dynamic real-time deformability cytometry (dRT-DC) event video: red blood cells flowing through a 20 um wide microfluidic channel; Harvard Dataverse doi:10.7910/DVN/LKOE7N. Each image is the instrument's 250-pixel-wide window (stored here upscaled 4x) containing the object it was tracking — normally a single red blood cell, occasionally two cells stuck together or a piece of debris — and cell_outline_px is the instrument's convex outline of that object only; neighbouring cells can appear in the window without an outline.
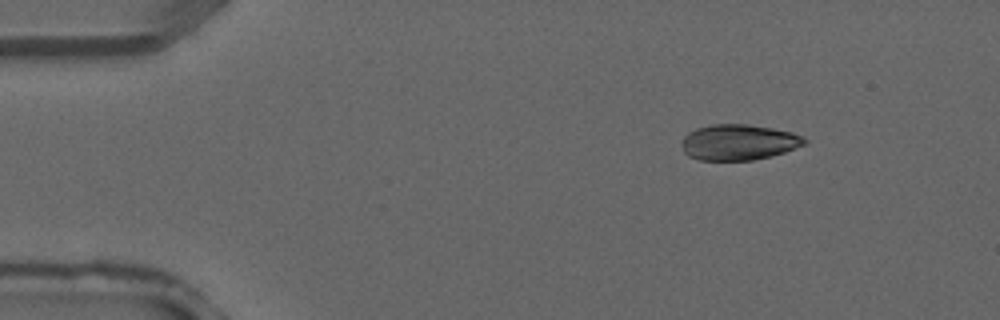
{"species": "common noctule bat (a hibernating species)", "species_latin": "Nyctalus noctula", "temperature_condition": "warm", "stored_images_in_passage": 2, "camera_frame_rate_fps": 3000, "um_per_image_px": 0.085, "animal": {"sex": "male", "forearm_length_mm": 52.5}, "frame": {"image": 1, "passage_image": 2, "time_ms": 0.333, "image_size_px": [1000, 320], "cell_outline_px": [[808, 140], [804, 144], [784, 152], [772, 156], [752, 160], [700, 160], [688, 156], [684, 152], [680, 140], [688, 132], [696, 128], [712, 124], [748, 124], [772, 128], [792, 132], [804, 136]], "centroid_in_image_um": [62.76, 12.08], "position_along_channel_um": 22.2, "area_um2": 25.72}}